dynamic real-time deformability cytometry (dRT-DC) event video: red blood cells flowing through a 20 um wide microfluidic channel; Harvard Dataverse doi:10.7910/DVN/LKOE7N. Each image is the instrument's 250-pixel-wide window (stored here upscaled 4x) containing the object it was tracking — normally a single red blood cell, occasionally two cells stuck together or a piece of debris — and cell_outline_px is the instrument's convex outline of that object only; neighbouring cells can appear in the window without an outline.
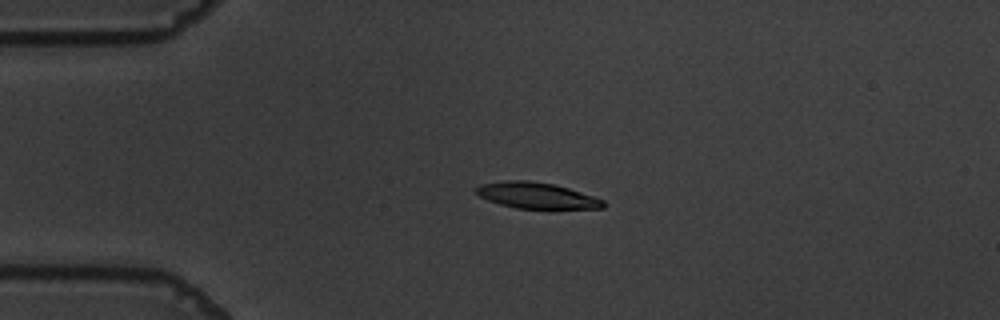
{"species": "common noctule bat (a hibernating species)", "species_latin": "Nyctalus noctula", "temperature_condition": "warm", "stored_images_in_passage": 8, "camera_frame_rate_fps": 3000, "um_per_image_px": 0.085, "animal": {"sex": "male", "body_mass_g": 19.5, "forearm_length_mm": 54.6}, "frame": {"image": 1, "passage_image": 6, "time_ms": 1.667, "image_size_px": [1000, 320], "cell_outline_px": [[584, 196], [576, 208], [528, 208], [512, 204], [512, 184], [544, 184], [560, 188]], "centroid_in_image_um": [46.23, 16.72], "position_along_channel_um": 38.8, "area_um2": 10.29}}